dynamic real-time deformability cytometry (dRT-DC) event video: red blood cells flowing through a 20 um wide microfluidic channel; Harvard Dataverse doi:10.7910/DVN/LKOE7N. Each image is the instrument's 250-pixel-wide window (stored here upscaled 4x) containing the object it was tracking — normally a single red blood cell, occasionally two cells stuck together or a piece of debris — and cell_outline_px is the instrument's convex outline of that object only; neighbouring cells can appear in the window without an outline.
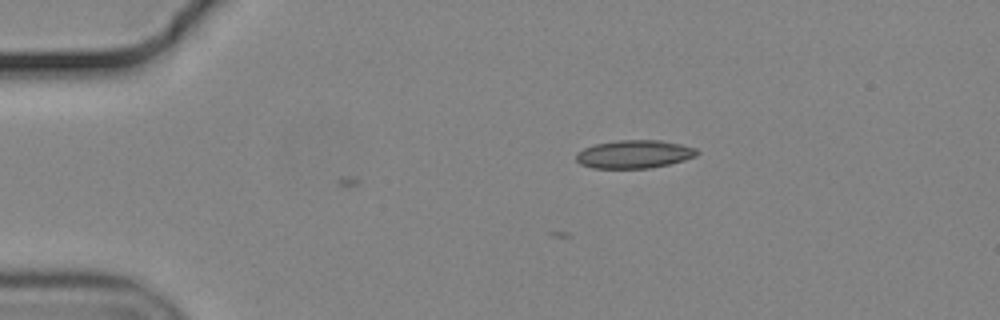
{"species": "common noctule bat (a hibernating species)", "species_latin": "Nyctalus noctula", "temperature_condition": "cold", "stored_images_in_passage": 2, "camera_frame_rate_fps": 3000, "um_per_image_px": 0.085, "animal": {"sex": "male", "body_mass_g": 19.2, "forearm_length_mm": 51.8}, "frame": {"image": 1, "passage_image": 2, "time_ms": 0.333, "image_size_px": [1000, 320], "cell_outline_px": [[700, 152], [696, 156], [684, 160], [668, 164], [648, 168], [592, 168], [580, 164], [576, 160], [576, 152], [584, 148], [596, 144], [616, 140], [660, 140], [680, 144], [696, 148]], "centroid_in_image_um": [53.9, 13.1], "position_along_channel_um": 31.1, "area_um2": 19.83}}